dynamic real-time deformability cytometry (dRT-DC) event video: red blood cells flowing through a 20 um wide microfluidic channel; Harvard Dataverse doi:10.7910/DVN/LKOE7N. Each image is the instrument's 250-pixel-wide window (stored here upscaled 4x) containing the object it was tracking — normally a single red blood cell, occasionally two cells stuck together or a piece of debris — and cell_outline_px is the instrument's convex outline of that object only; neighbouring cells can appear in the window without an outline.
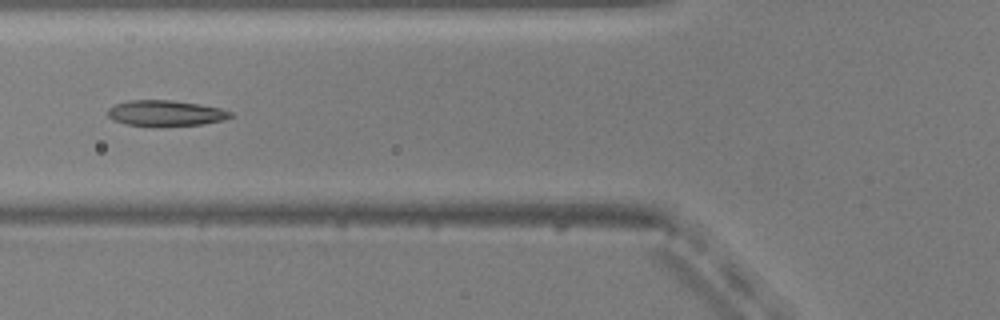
{"species": "common noctule bat (a hibernating species)", "species_latin": "Nyctalus noctula", "temperature_condition": "warm", "stored_images_in_passage": 33, "camera_frame_rate_fps": 3000, "um_per_image_px": 0.085, "animal": {"sex": "male", "body_mass_g": 20.5, "forearm_length_mm": 52.5}, "frame": {"image": 1, "passage_image": 5, "time_ms": 1.333, "image_size_px": [1000, 320], "cell_outline_px": [[236, 116], [224, 120], [200, 124], [124, 124], [112, 120], [108, 116], [108, 108], [116, 104], [128, 100], [172, 100], [220, 108], [232, 112]], "centroid_in_image_um": [14.09, 9.59], "position_along_channel_um": 111.7, "area_um2": 17.8}}
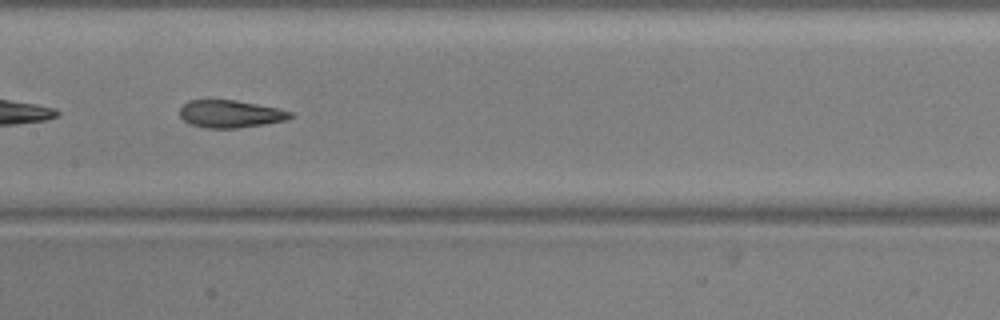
{"frame": {"image": 2, "passage_image": 11, "time_ms": 3.333, "image_size_px": [1000, 320], "cell_outline_px": [[292, 116], [288, 120], [264, 124], [236, 128], [204, 128], [188, 124], [180, 116], [180, 108], [188, 100], [236, 100], [276, 108], [292, 112]], "centroid_in_image_um": [19.55, 9.69], "position_along_channel_um": 187.9, "area_um2": 17.69}}
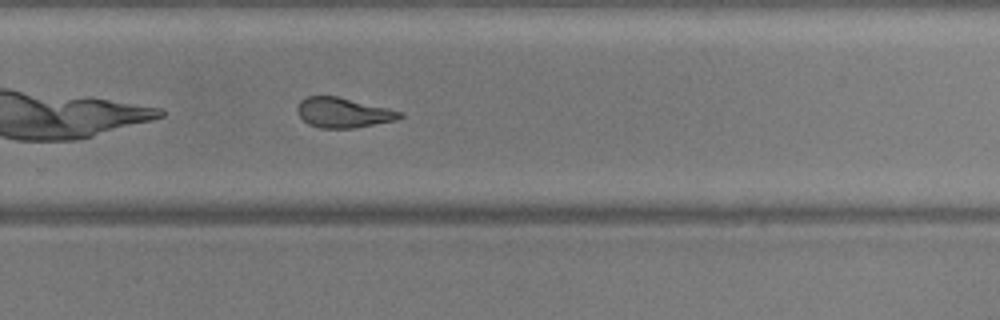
{"frame": {"image": 3, "passage_image": 20, "time_ms": 6.333, "image_size_px": [1000, 320], "cell_outline_px": [[404, 116], [396, 120], [352, 128], [320, 128], [308, 124], [300, 116], [296, 108], [300, 100], [308, 96], [336, 96], [388, 108], [404, 112]], "centroid_in_image_um": [29.17, 9.57], "position_along_channel_um": 300.6, "area_um2": 17.8}, "authors_computed_cell_mechanics": {"area_um2": 18.496, "velocity_mm_per_s": 3.7899, "shape_relaxation_time_tau1_ms": 3.9814, "shape_relaxation_time_tau2_ms": 2.4742, "deformation_change_tau1": 0.1709, "deformation_change_tau2": 0.0919}}